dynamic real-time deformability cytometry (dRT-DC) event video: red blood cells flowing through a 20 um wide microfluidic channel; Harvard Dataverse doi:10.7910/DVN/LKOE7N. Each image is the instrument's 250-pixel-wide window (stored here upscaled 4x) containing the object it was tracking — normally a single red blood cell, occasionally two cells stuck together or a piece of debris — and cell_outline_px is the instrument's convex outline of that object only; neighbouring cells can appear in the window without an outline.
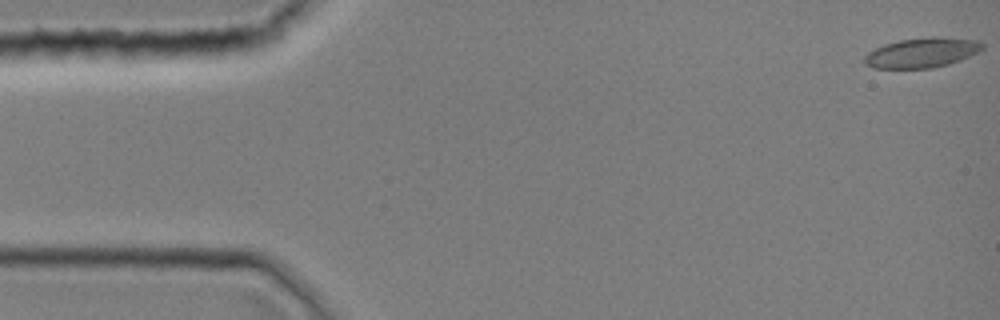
{"species": "common noctule bat (a hibernating species)", "species_latin": "Nyctalus noctula", "temperature_condition": "room temperature", "stored_images_in_passage": 44, "camera_frame_rate_fps": 3000, "um_per_image_px": 0.085, "animal": {"sex": "female", "body_mass_g": 19.0, "forearm_length_mm": 51.5}, "frame": {"image": 1, "passage_image": 1, "time_ms": 0.0, "image_size_px": [1000, 320], "cell_outline_px": [[984, 48], [960, 60], [948, 64], [932, 68], [872, 68], [864, 64], [864, 56], [868, 52], [884, 44], [900, 40], [932, 36], [976, 40], [984, 44]], "centroid_in_image_um": [78.33, 4.48], "position_along_channel_um": 6.7, "area_um2": 20.4}}
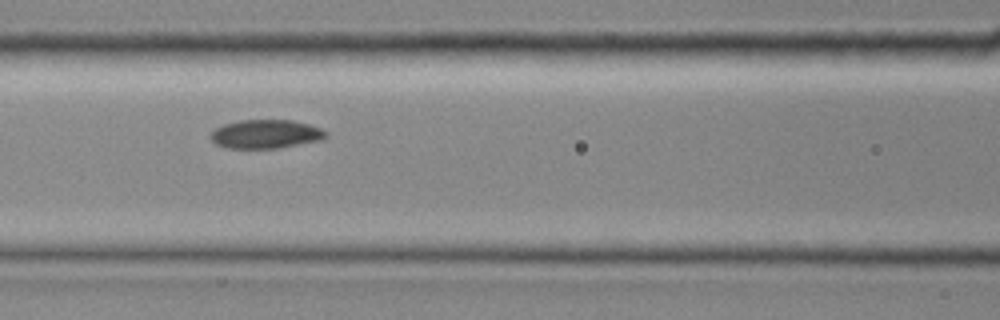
{"frame": {"image": 2, "passage_image": 19, "time_ms": 6.0, "image_size_px": [1000, 320], "cell_outline_px": [[328, 136], [324, 140], [280, 148], [224, 148], [216, 144], [208, 136], [216, 128], [224, 124], [240, 120], [292, 120], [308, 124], [320, 128], [328, 132]], "centroid_in_image_um": [22.62, 11.4], "position_along_channel_um": 144.0, "area_um2": 19.54}}
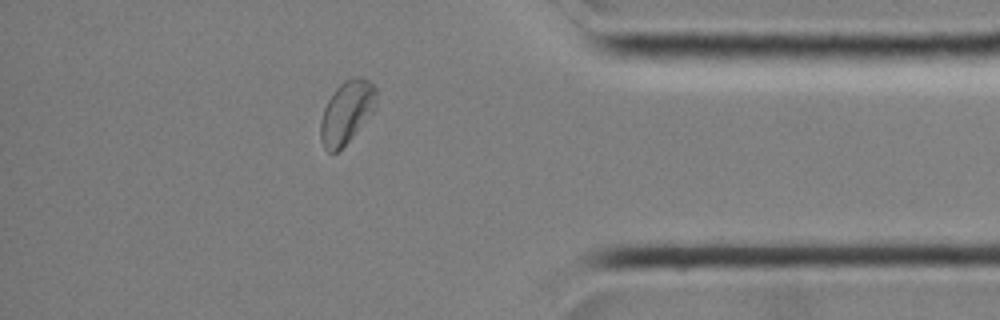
{"frame": {"image": 3, "passage_image": 38, "time_ms": 12.333, "image_size_px": [1000, 320], "cell_outline_px": [[376, 108], [352, 136], [336, 152], [328, 152], [324, 148], [320, 140], [320, 120], [324, 108], [328, 100], [336, 88], [344, 80], [356, 76], [368, 80], [376, 88]], "centroid_in_image_um": [29.45, 9.52], "position_along_channel_um": 405.8, "area_um2": 20.11}}